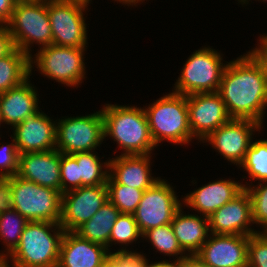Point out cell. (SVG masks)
Listing matches in <instances>:
<instances>
[{
	"label": "cell",
	"instance_id": "7c38bea8",
	"mask_svg": "<svg viewBox=\"0 0 267 267\" xmlns=\"http://www.w3.org/2000/svg\"><path fill=\"white\" fill-rule=\"evenodd\" d=\"M262 128V125L254 120L231 119L211 132L201 142H208L223 158L239 166L245 158L254 132H260Z\"/></svg>",
	"mask_w": 267,
	"mask_h": 267
},
{
	"label": "cell",
	"instance_id": "5bb4252c",
	"mask_svg": "<svg viewBox=\"0 0 267 267\" xmlns=\"http://www.w3.org/2000/svg\"><path fill=\"white\" fill-rule=\"evenodd\" d=\"M187 108L192 136L199 142L232 119L218 92L187 95Z\"/></svg>",
	"mask_w": 267,
	"mask_h": 267
},
{
	"label": "cell",
	"instance_id": "f6af8a7d",
	"mask_svg": "<svg viewBox=\"0 0 267 267\" xmlns=\"http://www.w3.org/2000/svg\"><path fill=\"white\" fill-rule=\"evenodd\" d=\"M249 1H251V0H244L241 4H242V5H244V4H248ZM258 1H259V0H258ZM260 1H261V2H264V3L267 2V0H260Z\"/></svg>",
	"mask_w": 267,
	"mask_h": 267
},
{
	"label": "cell",
	"instance_id": "277c9868",
	"mask_svg": "<svg viewBox=\"0 0 267 267\" xmlns=\"http://www.w3.org/2000/svg\"><path fill=\"white\" fill-rule=\"evenodd\" d=\"M144 111L157 147L165 140L182 146L195 139L189 125L186 95L170 92L144 107Z\"/></svg>",
	"mask_w": 267,
	"mask_h": 267
},
{
	"label": "cell",
	"instance_id": "d590c367",
	"mask_svg": "<svg viewBox=\"0 0 267 267\" xmlns=\"http://www.w3.org/2000/svg\"><path fill=\"white\" fill-rule=\"evenodd\" d=\"M146 255L134 251L121 250L110 252L108 256V267H143Z\"/></svg>",
	"mask_w": 267,
	"mask_h": 267
},
{
	"label": "cell",
	"instance_id": "7a4b0ae2",
	"mask_svg": "<svg viewBox=\"0 0 267 267\" xmlns=\"http://www.w3.org/2000/svg\"><path fill=\"white\" fill-rule=\"evenodd\" d=\"M104 138H112L124 151L121 155H149L156 147L145 111L136 106L105 104Z\"/></svg>",
	"mask_w": 267,
	"mask_h": 267
},
{
	"label": "cell",
	"instance_id": "ab89813d",
	"mask_svg": "<svg viewBox=\"0 0 267 267\" xmlns=\"http://www.w3.org/2000/svg\"><path fill=\"white\" fill-rule=\"evenodd\" d=\"M17 0H0V25H6L12 16Z\"/></svg>",
	"mask_w": 267,
	"mask_h": 267
},
{
	"label": "cell",
	"instance_id": "7dc6e473",
	"mask_svg": "<svg viewBox=\"0 0 267 267\" xmlns=\"http://www.w3.org/2000/svg\"><path fill=\"white\" fill-rule=\"evenodd\" d=\"M1 124H3V122H2V118H1V109H0V126H1Z\"/></svg>",
	"mask_w": 267,
	"mask_h": 267
},
{
	"label": "cell",
	"instance_id": "30bf717a",
	"mask_svg": "<svg viewBox=\"0 0 267 267\" xmlns=\"http://www.w3.org/2000/svg\"><path fill=\"white\" fill-rule=\"evenodd\" d=\"M104 140L102 110L86 116L77 115L58 119L56 149L61 153L94 151Z\"/></svg>",
	"mask_w": 267,
	"mask_h": 267
},
{
	"label": "cell",
	"instance_id": "cb8c5ba5",
	"mask_svg": "<svg viewBox=\"0 0 267 267\" xmlns=\"http://www.w3.org/2000/svg\"><path fill=\"white\" fill-rule=\"evenodd\" d=\"M119 215L118 208L108 199L91 219L80 225L74 232L81 238L108 249L112 227Z\"/></svg>",
	"mask_w": 267,
	"mask_h": 267
},
{
	"label": "cell",
	"instance_id": "9c48e42d",
	"mask_svg": "<svg viewBox=\"0 0 267 267\" xmlns=\"http://www.w3.org/2000/svg\"><path fill=\"white\" fill-rule=\"evenodd\" d=\"M89 3V0H47L53 45L87 47V24L83 13Z\"/></svg>",
	"mask_w": 267,
	"mask_h": 267
},
{
	"label": "cell",
	"instance_id": "ffe728a7",
	"mask_svg": "<svg viewBox=\"0 0 267 267\" xmlns=\"http://www.w3.org/2000/svg\"><path fill=\"white\" fill-rule=\"evenodd\" d=\"M244 189V184L235 180L222 178L217 181L209 182L198 189L186 194L181 200L184 206L200 213L202 216L209 217L217 209L228 203Z\"/></svg>",
	"mask_w": 267,
	"mask_h": 267
},
{
	"label": "cell",
	"instance_id": "d6986e66",
	"mask_svg": "<svg viewBox=\"0 0 267 267\" xmlns=\"http://www.w3.org/2000/svg\"><path fill=\"white\" fill-rule=\"evenodd\" d=\"M109 254L103 245L81 238L74 231H65L57 267H102Z\"/></svg>",
	"mask_w": 267,
	"mask_h": 267
},
{
	"label": "cell",
	"instance_id": "7bdbcfd3",
	"mask_svg": "<svg viewBox=\"0 0 267 267\" xmlns=\"http://www.w3.org/2000/svg\"><path fill=\"white\" fill-rule=\"evenodd\" d=\"M92 1V0H89ZM114 1H119V3H122V5H127V6H136L137 4L139 5L140 2H144L145 0H114Z\"/></svg>",
	"mask_w": 267,
	"mask_h": 267
},
{
	"label": "cell",
	"instance_id": "484cf974",
	"mask_svg": "<svg viewBox=\"0 0 267 267\" xmlns=\"http://www.w3.org/2000/svg\"><path fill=\"white\" fill-rule=\"evenodd\" d=\"M94 152H77L71 154L77 160L79 166V188L82 186H95L107 183L110 160L101 163L102 161H100V158Z\"/></svg>",
	"mask_w": 267,
	"mask_h": 267
},
{
	"label": "cell",
	"instance_id": "8d00e7d4",
	"mask_svg": "<svg viewBox=\"0 0 267 267\" xmlns=\"http://www.w3.org/2000/svg\"><path fill=\"white\" fill-rule=\"evenodd\" d=\"M13 207V192L11 190L10 178H0V213Z\"/></svg>",
	"mask_w": 267,
	"mask_h": 267
},
{
	"label": "cell",
	"instance_id": "d4e9b609",
	"mask_svg": "<svg viewBox=\"0 0 267 267\" xmlns=\"http://www.w3.org/2000/svg\"><path fill=\"white\" fill-rule=\"evenodd\" d=\"M31 75L30 57L15 48L0 59V94L19 86Z\"/></svg>",
	"mask_w": 267,
	"mask_h": 267
},
{
	"label": "cell",
	"instance_id": "60d3db41",
	"mask_svg": "<svg viewBox=\"0 0 267 267\" xmlns=\"http://www.w3.org/2000/svg\"><path fill=\"white\" fill-rule=\"evenodd\" d=\"M177 262V267H210L197 254H186Z\"/></svg>",
	"mask_w": 267,
	"mask_h": 267
},
{
	"label": "cell",
	"instance_id": "4316f807",
	"mask_svg": "<svg viewBox=\"0 0 267 267\" xmlns=\"http://www.w3.org/2000/svg\"><path fill=\"white\" fill-rule=\"evenodd\" d=\"M28 222L14 208L0 213V237L6 247V253L2 252L0 256H9L14 251Z\"/></svg>",
	"mask_w": 267,
	"mask_h": 267
},
{
	"label": "cell",
	"instance_id": "4fadbf2b",
	"mask_svg": "<svg viewBox=\"0 0 267 267\" xmlns=\"http://www.w3.org/2000/svg\"><path fill=\"white\" fill-rule=\"evenodd\" d=\"M108 200L107 184L82 186L62 194L61 219L65 231H75Z\"/></svg>",
	"mask_w": 267,
	"mask_h": 267
},
{
	"label": "cell",
	"instance_id": "7402d4cb",
	"mask_svg": "<svg viewBox=\"0 0 267 267\" xmlns=\"http://www.w3.org/2000/svg\"><path fill=\"white\" fill-rule=\"evenodd\" d=\"M36 88L30 83V77L19 86L0 94L1 118L4 124L12 126L36 114L38 106Z\"/></svg>",
	"mask_w": 267,
	"mask_h": 267
},
{
	"label": "cell",
	"instance_id": "74e56055",
	"mask_svg": "<svg viewBox=\"0 0 267 267\" xmlns=\"http://www.w3.org/2000/svg\"><path fill=\"white\" fill-rule=\"evenodd\" d=\"M15 48L7 25H0V59L9 55Z\"/></svg>",
	"mask_w": 267,
	"mask_h": 267
},
{
	"label": "cell",
	"instance_id": "836d02e7",
	"mask_svg": "<svg viewBox=\"0 0 267 267\" xmlns=\"http://www.w3.org/2000/svg\"><path fill=\"white\" fill-rule=\"evenodd\" d=\"M12 143H3L0 146V178L7 179L17 175L19 168L20 153L17 149L14 137L11 135Z\"/></svg>",
	"mask_w": 267,
	"mask_h": 267
},
{
	"label": "cell",
	"instance_id": "b9f144b4",
	"mask_svg": "<svg viewBox=\"0 0 267 267\" xmlns=\"http://www.w3.org/2000/svg\"><path fill=\"white\" fill-rule=\"evenodd\" d=\"M151 264H149L148 259H146V261L143 264V267H177V262L174 260L172 261H168V260H163V261H157V262H150Z\"/></svg>",
	"mask_w": 267,
	"mask_h": 267
},
{
	"label": "cell",
	"instance_id": "e575fe53",
	"mask_svg": "<svg viewBox=\"0 0 267 267\" xmlns=\"http://www.w3.org/2000/svg\"><path fill=\"white\" fill-rule=\"evenodd\" d=\"M60 177L62 194L79 188V166L71 154L61 153Z\"/></svg>",
	"mask_w": 267,
	"mask_h": 267
},
{
	"label": "cell",
	"instance_id": "bcb514c9",
	"mask_svg": "<svg viewBox=\"0 0 267 267\" xmlns=\"http://www.w3.org/2000/svg\"><path fill=\"white\" fill-rule=\"evenodd\" d=\"M102 267H108V258L106 259V262Z\"/></svg>",
	"mask_w": 267,
	"mask_h": 267
},
{
	"label": "cell",
	"instance_id": "83f0119b",
	"mask_svg": "<svg viewBox=\"0 0 267 267\" xmlns=\"http://www.w3.org/2000/svg\"><path fill=\"white\" fill-rule=\"evenodd\" d=\"M252 180L267 181V139L251 141L243 162L239 165Z\"/></svg>",
	"mask_w": 267,
	"mask_h": 267
},
{
	"label": "cell",
	"instance_id": "e0dca14e",
	"mask_svg": "<svg viewBox=\"0 0 267 267\" xmlns=\"http://www.w3.org/2000/svg\"><path fill=\"white\" fill-rule=\"evenodd\" d=\"M11 129L20 154L56 149L57 122L42 110Z\"/></svg>",
	"mask_w": 267,
	"mask_h": 267
},
{
	"label": "cell",
	"instance_id": "6da1fadb",
	"mask_svg": "<svg viewBox=\"0 0 267 267\" xmlns=\"http://www.w3.org/2000/svg\"><path fill=\"white\" fill-rule=\"evenodd\" d=\"M218 93L232 119H250L263 125L267 76L250 52L227 62Z\"/></svg>",
	"mask_w": 267,
	"mask_h": 267
},
{
	"label": "cell",
	"instance_id": "ba28073f",
	"mask_svg": "<svg viewBox=\"0 0 267 267\" xmlns=\"http://www.w3.org/2000/svg\"><path fill=\"white\" fill-rule=\"evenodd\" d=\"M87 48L49 45L30 57V73L34 65L40 74L67 87H78L85 79L84 52ZM34 56V57H32ZM34 64V65H33ZM33 68V69H32Z\"/></svg>",
	"mask_w": 267,
	"mask_h": 267
},
{
	"label": "cell",
	"instance_id": "ee69618b",
	"mask_svg": "<svg viewBox=\"0 0 267 267\" xmlns=\"http://www.w3.org/2000/svg\"><path fill=\"white\" fill-rule=\"evenodd\" d=\"M9 259L8 256H0V267H10L11 265L12 267H17L14 263L9 265Z\"/></svg>",
	"mask_w": 267,
	"mask_h": 267
},
{
	"label": "cell",
	"instance_id": "1f68e13d",
	"mask_svg": "<svg viewBox=\"0 0 267 267\" xmlns=\"http://www.w3.org/2000/svg\"><path fill=\"white\" fill-rule=\"evenodd\" d=\"M247 185H244V188L251 198L253 222L262 227L263 232H267V181L259 182L257 185L247 183Z\"/></svg>",
	"mask_w": 267,
	"mask_h": 267
},
{
	"label": "cell",
	"instance_id": "3957f363",
	"mask_svg": "<svg viewBox=\"0 0 267 267\" xmlns=\"http://www.w3.org/2000/svg\"><path fill=\"white\" fill-rule=\"evenodd\" d=\"M64 228L48 221L28 222L8 256L17 267H57Z\"/></svg>",
	"mask_w": 267,
	"mask_h": 267
},
{
	"label": "cell",
	"instance_id": "8992f818",
	"mask_svg": "<svg viewBox=\"0 0 267 267\" xmlns=\"http://www.w3.org/2000/svg\"><path fill=\"white\" fill-rule=\"evenodd\" d=\"M222 60L220 52L213 48L195 50L185 61L172 91L186 96L218 92L227 65Z\"/></svg>",
	"mask_w": 267,
	"mask_h": 267
},
{
	"label": "cell",
	"instance_id": "44dd1931",
	"mask_svg": "<svg viewBox=\"0 0 267 267\" xmlns=\"http://www.w3.org/2000/svg\"><path fill=\"white\" fill-rule=\"evenodd\" d=\"M152 155H117L109 159V175L119 184L145 191L160 177L151 174Z\"/></svg>",
	"mask_w": 267,
	"mask_h": 267
},
{
	"label": "cell",
	"instance_id": "4dcf8cb0",
	"mask_svg": "<svg viewBox=\"0 0 267 267\" xmlns=\"http://www.w3.org/2000/svg\"><path fill=\"white\" fill-rule=\"evenodd\" d=\"M142 237V233L140 232L137 222L134 219L133 214L120 213L117 220L114 222L112 227V231L110 234L108 251L110 252V245L113 243L121 244V246L125 245V248L122 247L121 250H127L126 246L128 244H132L136 242L138 239Z\"/></svg>",
	"mask_w": 267,
	"mask_h": 267
},
{
	"label": "cell",
	"instance_id": "f1b7e54d",
	"mask_svg": "<svg viewBox=\"0 0 267 267\" xmlns=\"http://www.w3.org/2000/svg\"><path fill=\"white\" fill-rule=\"evenodd\" d=\"M148 239L151 242L153 248H155L160 254L167 256H175V261H179L186 253L182 250L178 244L177 238L174 234L171 224L158 226L146 231L142 235V239ZM180 255V256H178Z\"/></svg>",
	"mask_w": 267,
	"mask_h": 267
},
{
	"label": "cell",
	"instance_id": "52a82bcc",
	"mask_svg": "<svg viewBox=\"0 0 267 267\" xmlns=\"http://www.w3.org/2000/svg\"><path fill=\"white\" fill-rule=\"evenodd\" d=\"M13 207L25 219L59 223L61 219L62 193L40 186L17 175L10 177Z\"/></svg>",
	"mask_w": 267,
	"mask_h": 267
},
{
	"label": "cell",
	"instance_id": "8fae6325",
	"mask_svg": "<svg viewBox=\"0 0 267 267\" xmlns=\"http://www.w3.org/2000/svg\"><path fill=\"white\" fill-rule=\"evenodd\" d=\"M183 206L172 185L165 179L156 181L143 193L133 213L142 235L158 226L171 224L175 213Z\"/></svg>",
	"mask_w": 267,
	"mask_h": 267
},
{
	"label": "cell",
	"instance_id": "2e32d148",
	"mask_svg": "<svg viewBox=\"0 0 267 267\" xmlns=\"http://www.w3.org/2000/svg\"><path fill=\"white\" fill-rule=\"evenodd\" d=\"M249 236L210 233L196 253L210 267H247Z\"/></svg>",
	"mask_w": 267,
	"mask_h": 267
},
{
	"label": "cell",
	"instance_id": "9a60e30c",
	"mask_svg": "<svg viewBox=\"0 0 267 267\" xmlns=\"http://www.w3.org/2000/svg\"><path fill=\"white\" fill-rule=\"evenodd\" d=\"M208 221L212 234L250 236L259 232L250 227L254 225L252 204L250 195L245 188L209 216Z\"/></svg>",
	"mask_w": 267,
	"mask_h": 267
},
{
	"label": "cell",
	"instance_id": "603a6c76",
	"mask_svg": "<svg viewBox=\"0 0 267 267\" xmlns=\"http://www.w3.org/2000/svg\"><path fill=\"white\" fill-rule=\"evenodd\" d=\"M182 208L175 213L171 226L182 250L186 254H196L210 235L209 221L202 215H187Z\"/></svg>",
	"mask_w": 267,
	"mask_h": 267
},
{
	"label": "cell",
	"instance_id": "d6a6232c",
	"mask_svg": "<svg viewBox=\"0 0 267 267\" xmlns=\"http://www.w3.org/2000/svg\"><path fill=\"white\" fill-rule=\"evenodd\" d=\"M247 266L267 267V232L249 236Z\"/></svg>",
	"mask_w": 267,
	"mask_h": 267
},
{
	"label": "cell",
	"instance_id": "5b68a950",
	"mask_svg": "<svg viewBox=\"0 0 267 267\" xmlns=\"http://www.w3.org/2000/svg\"><path fill=\"white\" fill-rule=\"evenodd\" d=\"M6 25L15 47L29 57L34 43L40 45L39 48L53 44L47 0H17Z\"/></svg>",
	"mask_w": 267,
	"mask_h": 267
},
{
	"label": "cell",
	"instance_id": "f546056e",
	"mask_svg": "<svg viewBox=\"0 0 267 267\" xmlns=\"http://www.w3.org/2000/svg\"><path fill=\"white\" fill-rule=\"evenodd\" d=\"M106 184L108 199L118 208L120 213L133 214L142 199L144 191L119 184L110 175Z\"/></svg>",
	"mask_w": 267,
	"mask_h": 267
},
{
	"label": "cell",
	"instance_id": "ac0fdd59",
	"mask_svg": "<svg viewBox=\"0 0 267 267\" xmlns=\"http://www.w3.org/2000/svg\"><path fill=\"white\" fill-rule=\"evenodd\" d=\"M60 160L57 149L20 154L17 176L61 192Z\"/></svg>",
	"mask_w": 267,
	"mask_h": 267
},
{
	"label": "cell",
	"instance_id": "f35d334b",
	"mask_svg": "<svg viewBox=\"0 0 267 267\" xmlns=\"http://www.w3.org/2000/svg\"><path fill=\"white\" fill-rule=\"evenodd\" d=\"M258 47L251 49L249 52L260 63L264 73L267 76V34L260 35ZM260 44V45H259Z\"/></svg>",
	"mask_w": 267,
	"mask_h": 267
}]
</instances>
